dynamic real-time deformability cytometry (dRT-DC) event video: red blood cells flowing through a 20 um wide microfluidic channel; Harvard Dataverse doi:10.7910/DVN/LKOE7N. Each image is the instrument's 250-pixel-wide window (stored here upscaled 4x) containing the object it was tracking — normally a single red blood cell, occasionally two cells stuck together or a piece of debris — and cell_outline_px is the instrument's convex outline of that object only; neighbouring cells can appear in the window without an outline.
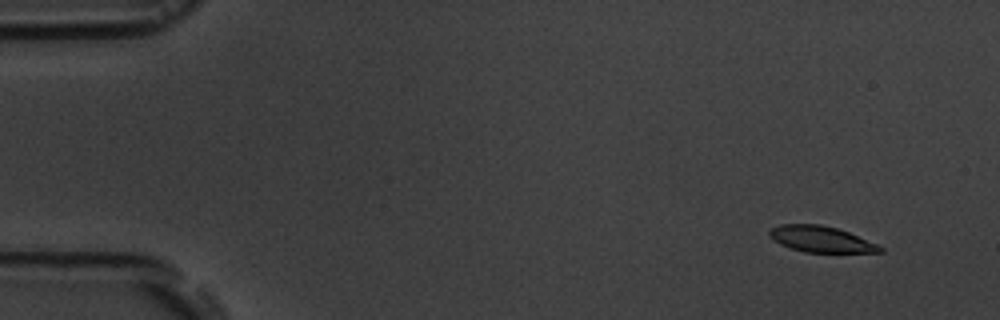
{"species": "common noctule bat (a hibernating species)", "species_latin": "Nyctalus noctula", "temperature_condition": "room temperature", "stored_images_in_passage": 14, "camera_frame_rate_fps": 3000, "um_per_image_px": 0.085, "animal": {"sex": "male", "body_mass_g": 19.5, "forearm_length_mm": 54.6}, "frame": {"image": 1, "passage_image": 2, "time_ms": 1.0, "image_size_px": [1000, 320], "cell_outline_px": [[884, 252], [804, 252], [780, 244], [768, 236], [768, 228], [780, 224], [820, 224], [836, 228], [848, 232], [876, 244], [884, 248]], "centroid_in_image_um": [69.72, 20.32], "position_along_channel_um": 15.3, "area_um2": 16.7}}
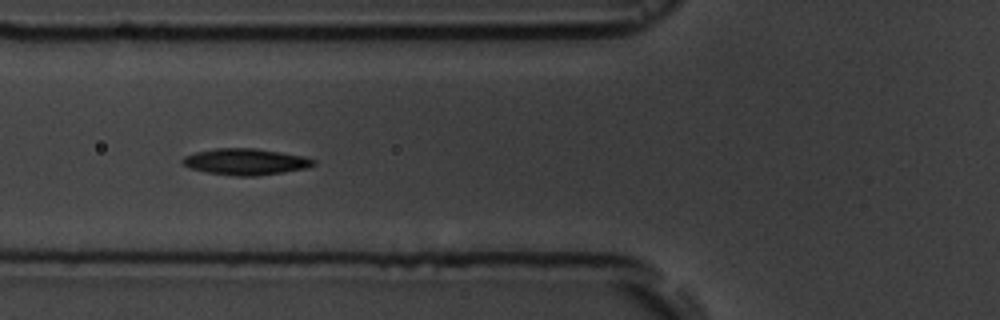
{"frame": {"image": 2, "passage_image": 7, "time_ms": 6.667, "image_size_px": [1000, 320], "cell_outline_px": [[316, 164], [308, 168], [284, 172], [256, 176], [236, 176], [208, 172], [192, 168], [180, 164], [180, 160], [184, 156], [196, 152], [216, 148], [256, 148], [304, 156], [316, 160]], "centroid_in_image_um": [20.89, 13.74], "position_along_channel_um": 104.9, "area_um2": 20.17}}
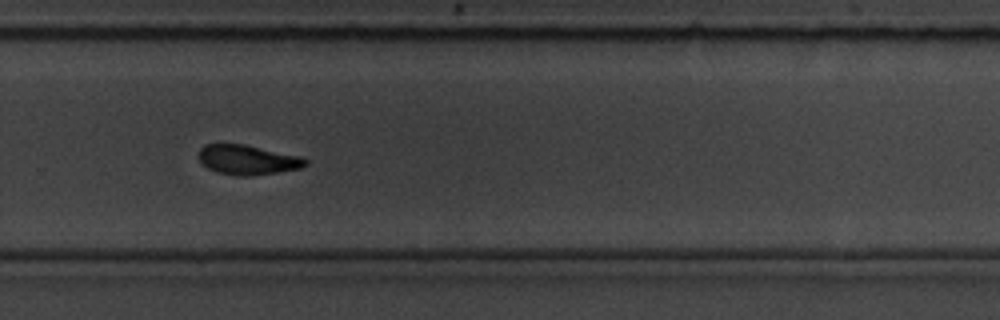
{"frame": {"image": 3, "passage_image": 12, "time_ms": 12.333, "image_size_px": [1000, 320], "cell_outline_px": [[308, 164], [300, 168], [252, 176], [240, 176], [216, 172], [208, 168], [200, 160], [200, 148], [204, 144], [244, 144], [300, 156], [308, 160]], "centroid_in_image_um": [21.06, 13.58], "position_along_channel_um": 308.7, "area_um2": 18.32}, "authors_computed_cell_mechanics": {"area_um2": 19.3919, "velocity_mm_per_s": 3.6067, "shape_relaxation_time_tau1_ms": 2.1748, "shape_relaxation_time_tau2_ms": 5.8377, "deformation_change_tau1": 0.0916, "deformation_change_tau2": 0.1249}}